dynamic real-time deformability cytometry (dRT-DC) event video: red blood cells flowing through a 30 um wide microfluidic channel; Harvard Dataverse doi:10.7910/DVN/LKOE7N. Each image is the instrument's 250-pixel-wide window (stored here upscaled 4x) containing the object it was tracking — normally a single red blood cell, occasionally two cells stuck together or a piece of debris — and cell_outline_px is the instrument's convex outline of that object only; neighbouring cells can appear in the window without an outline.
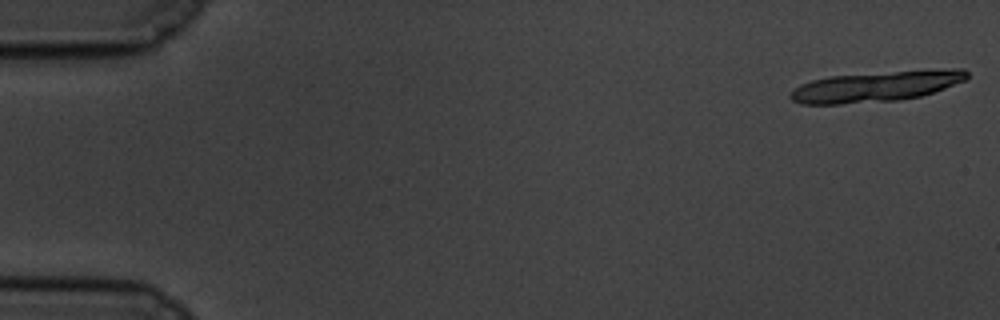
{"species": "common noctule bat (a hibernating species)", "species_latin": "Nyctalus noctula", "temperature_condition": "cold", "stored_images_in_passage": 21, "segment_of_instrument_passage": [1, 2], "camera_frame_rate_fps": 3000, "um_per_image_px": 0.085, "animal": {"sex": "male", "body_mass_g": 19.5, "forearm_length_mm": 54.6}, "frame": {"image": 1, "passage_image": 1, "time_ms": 0.0, "image_size_px": [1000, 320], "cell_outline_px": [[968, 76], [964, 80], [944, 88], [920, 96], [900, 100], [840, 104], [800, 104], [792, 100], [788, 96], [792, 88], [800, 84], [812, 80], [828, 76], [952, 68], [964, 68], [968, 72]], "centroid_in_image_um": [74.41, 7.35], "position_along_channel_um": 10.6, "area_um2": 31.33}}